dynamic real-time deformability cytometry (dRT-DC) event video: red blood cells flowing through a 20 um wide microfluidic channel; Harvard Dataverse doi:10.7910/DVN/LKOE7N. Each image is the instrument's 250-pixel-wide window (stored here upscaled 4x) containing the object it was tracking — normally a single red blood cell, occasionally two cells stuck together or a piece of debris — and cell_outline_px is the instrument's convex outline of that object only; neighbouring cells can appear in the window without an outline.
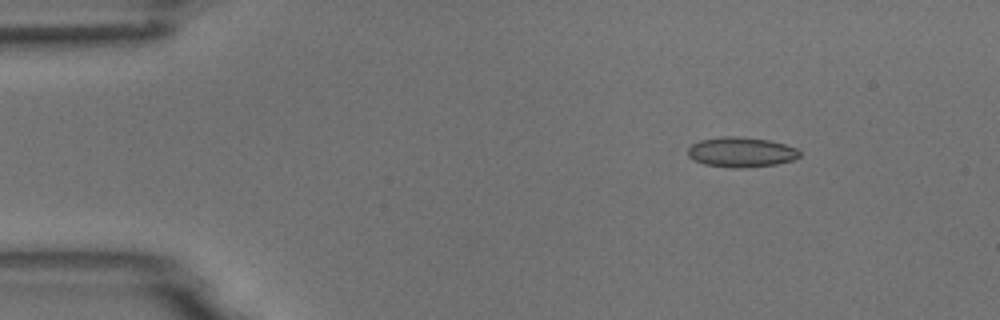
{"species": "common noctule bat (a hibernating species)", "species_latin": "Nyctalus noctula", "temperature_condition": "room temperature", "stored_images_in_passage": 6, "camera_frame_rate_fps": 3000, "um_per_image_px": 0.085, "animal": {"sex": "male", "body_mass_g": 18.8}, "frame": {"image": 1, "passage_image": 1, "time_ms": 0.0, "image_size_px": [1000, 320], "cell_outline_px": [[800, 156], [792, 160], [776, 164], [744, 168], [732, 168], [704, 164], [692, 160], [688, 156], [688, 148], [692, 144], [700, 140], [720, 136], [736, 136], [768, 140], [784, 144], [796, 148], [800, 152]], "centroid_in_image_um": [62.96, 12.93], "position_along_channel_um": 22.0, "area_um2": 19.59}}
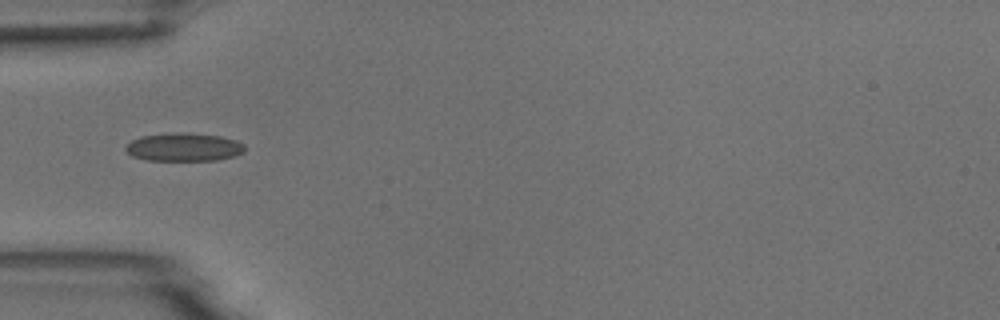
{"frame": {"image": 2, "passage_image": 4, "time_ms": 3.333, "image_size_px": [1000, 320], "cell_outline_px": [[244, 152], [236, 156], [216, 160], [148, 160], [132, 156], [124, 148], [132, 140], [140, 136], [168, 132], [184, 132], [220, 136], [236, 140], [244, 144]], "centroid_in_image_um": [15.63, 12.49], "position_along_channel_um": 69.4, "area_um2": 19.71}}